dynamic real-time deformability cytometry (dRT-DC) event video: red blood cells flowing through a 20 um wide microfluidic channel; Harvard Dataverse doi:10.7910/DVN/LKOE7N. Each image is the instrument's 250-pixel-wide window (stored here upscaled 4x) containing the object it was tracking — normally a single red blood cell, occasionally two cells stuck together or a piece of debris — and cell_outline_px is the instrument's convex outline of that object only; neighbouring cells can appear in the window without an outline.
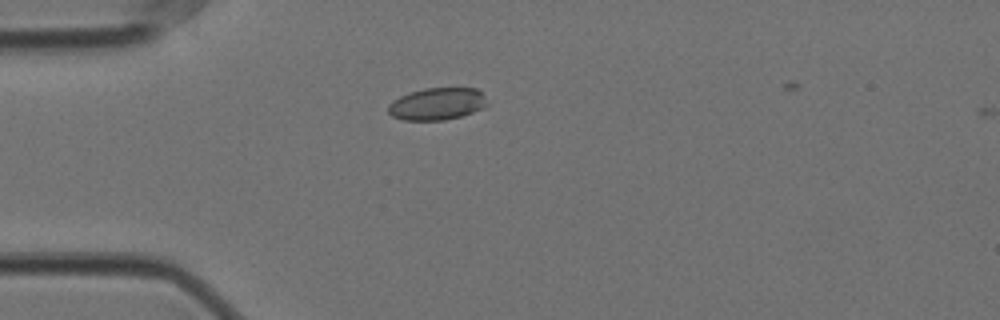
{"species": "Egyptian fruit bat (a non-hibernating species)", "species_latin": "Rousettus aegyptiacus", "temperature_condition": "cold", "stored_images_in_passage": 6, "camera_frame_rate_fps": 3000, "um_per_image_px": 0.085, "animal": {"sex": "female"}, "frame": {"image": 1, "passage_image": 5, "time_ms": 1.333, "image_size_px": [1000, 320], "cell_outline_px": [[488, 104], [484, 108], [460, 116], [444, 120], [404, 120], [392, 116], [388, 112], [388, 104], [392, 100], [408, 92], [424, 88], [476, 88], [484, 96]], "centroid_in_image_um": [37.13, 8.82], "position_along_channel_um": 47.9, "area_um2": 18.61}}